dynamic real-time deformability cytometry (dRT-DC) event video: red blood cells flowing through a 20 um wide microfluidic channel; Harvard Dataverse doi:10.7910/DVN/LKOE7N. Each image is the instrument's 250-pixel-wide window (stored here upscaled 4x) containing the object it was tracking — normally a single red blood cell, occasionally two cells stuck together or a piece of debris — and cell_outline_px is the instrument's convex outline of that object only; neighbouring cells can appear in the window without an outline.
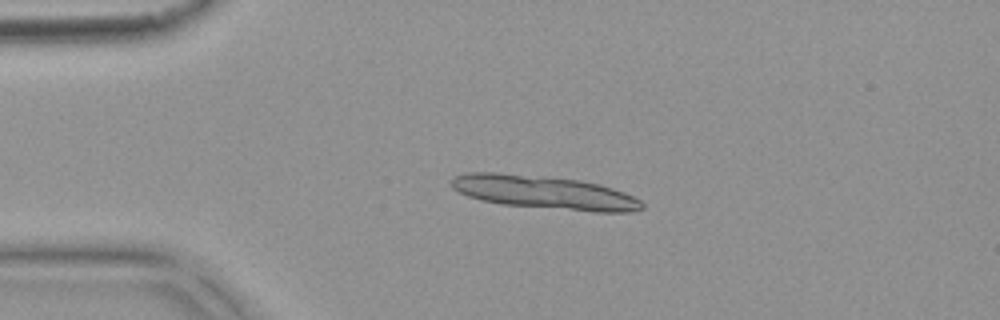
{"species": "common noctule bat (a hibernating species)", "species_latin": "Nyctalus noctula", "temperature_condition": "warm", "stored_images_in_passage": 4, "segment_of_instrument_passage": [1, 2], "camera_frame_rate_fps": 3000, "um_per_image_px": 0.085, "animal": {"sex": "female", "body_mass_g": 18.4}, "frame": {"image": 1, "passage_image": 3, "time_ms": 0.667, "image_size_px": [1000, 320], "cell_outline_px": [[644, 208], [632, 212], [592, 212], [500, 204], [480, 200], [468, 196], [452, 188], [448, 184], [456, 176], [464, 172], [496, 172], [544, 176], [580, 180], [600, 184], [624, 192], [640, 200], [644, 204]], "centroid_in_image_um": [46.25, 16.35], "position_along_channel_um": 38.7, "area_um2": 37.4}}